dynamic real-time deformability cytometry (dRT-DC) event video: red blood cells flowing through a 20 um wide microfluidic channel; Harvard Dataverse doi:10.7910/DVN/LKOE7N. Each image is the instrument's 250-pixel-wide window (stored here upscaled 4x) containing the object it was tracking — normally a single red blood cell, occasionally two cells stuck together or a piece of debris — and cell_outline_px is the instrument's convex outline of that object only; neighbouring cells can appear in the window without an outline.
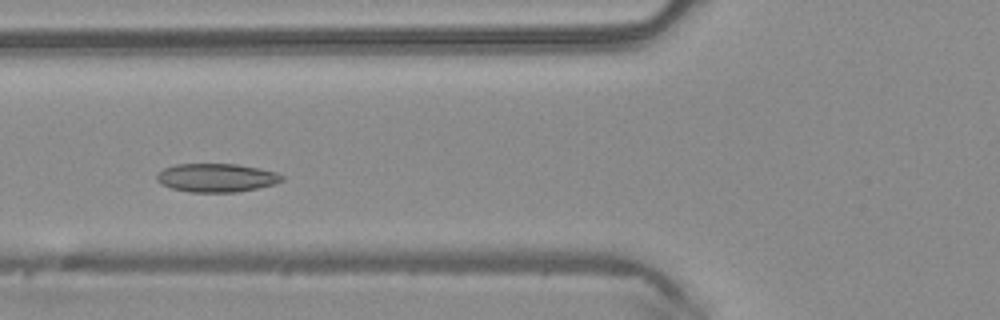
{"species": "common noctule bat (a hibernating species)", "species_latin": "Nyctalus noctula", "temperature_condition": "warm", "stored_images_in_passage": 38, "camera_frame_rate_fps": 3000, "um_per_image_px": 0.085, "animal": {"sex": "male", "body_mass_g": 20.4}, "frame": {"image": 1, "passage_image": 7, "time_ms": 2.0, "image_size_px": [1000, 320], "cell_outline_px": [[284, 180], [276, 184], [236, 192], [188, 192], [172, 188], [160, 184], [156, 180], [156, 176], [164, 168], [176, 164], [236, 164], [260, 168], [276, 172], [284, 176]], "centroid_in_image_um": [18.41, 15.11], "position_along_channel_um": 107.4, "area_um2": 20.87}}
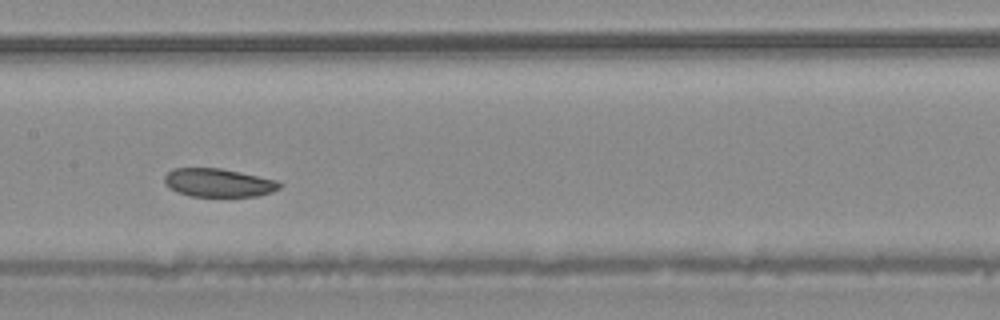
{"frame": {"image": 2, "passage_image": 13, "time_ms": 4.0, "image_size_px": [1000, 320], "cell_outline_px": [[284, 184], [280, 188], [272, 192], [256, 196], [188, 196], [176, 192], [168, 188], [164, 184], [164, 176], [172, 168], [220, 168], [240, 172], [276, 180]], "centroid_in_image_um": [18.53, 15.53], "position_along_channel_um": 188.9, "area_um2": 19.19}}
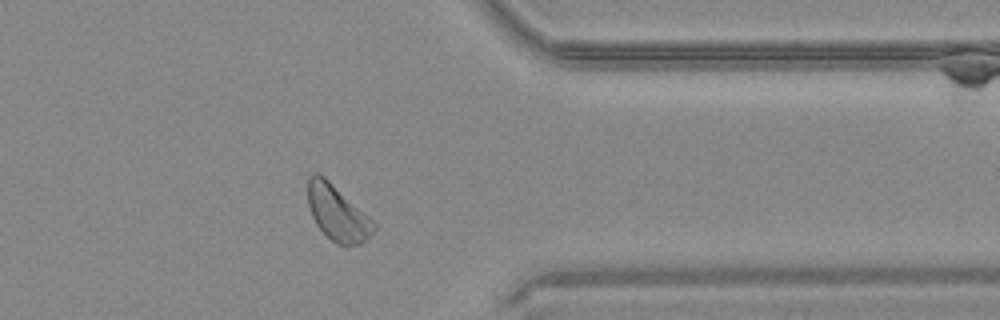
{"frame": {"image": 3, "passage_image": 28, "time_ms": 9.0, "image_size_px": [1000, 320], "cell_outline_px": [[376, 228], [360, 244], [348, 248], [336, 244], [316, 224], [312, 216], [308, 204], [308, 176], [312, 172], [316, 172], [324, 176], [368, 216], [376, 224]], "centroid_in_image_um": [28.66, 18.12], "position_along_channel_um": 382.7, "area_um2": 21.1}, "authors_computed_cell_mechanics": {"area_um2": 20.7502, "velocity_mm_per_s": 4.0724, "shape_relaxation_time_tau1_ms": null, "shape_relaxation_time_tau2_ms": 3.8302, "deformation_change_tau1": null, "deformation_change_tau2": 0.0753}}